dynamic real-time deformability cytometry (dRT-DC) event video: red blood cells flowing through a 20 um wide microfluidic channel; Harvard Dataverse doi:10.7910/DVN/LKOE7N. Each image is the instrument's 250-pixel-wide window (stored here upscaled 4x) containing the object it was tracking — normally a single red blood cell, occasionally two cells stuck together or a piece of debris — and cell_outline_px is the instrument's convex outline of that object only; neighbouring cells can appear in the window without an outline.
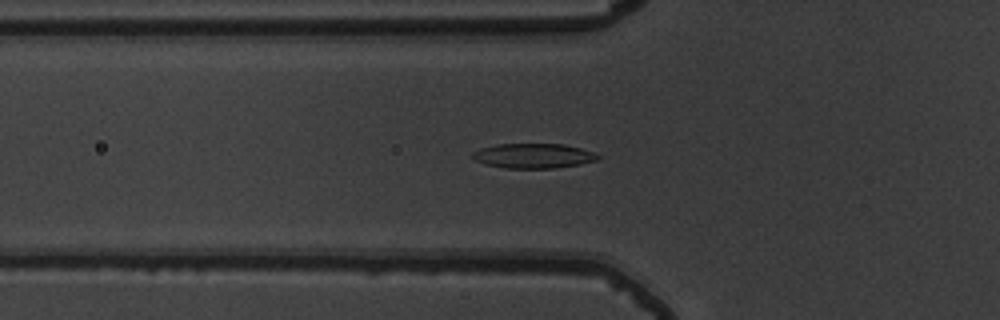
{"species": "common noctule bat (a hibernating species)", "species_latin": "Nyctalus noctula", "temperature_condition": "warm", "stored_images_in_passage": 48, "camera_frame_rate_fps": 3000, "um_per_image_px": 0.085, "animal": {"sex": "male", "body_mass_g": 19.5, "forearm_length_mm": 54.6}, "frame": {"image": 1, "passage_image": 13, "time_ms": 4.0, "image_size_px": [1000, 320], "cell_outline_px": [[600, 156], [596, 160], [580, 164], [552, 168], [504, 168], [484, 164], [476, 160], [472, 156], [472, 152], [480, 148], [496, 144], [564, 144], [580, 148], [592, 152]], "centroid_in_image_um": [45.3, 13.24], "position_along_channel_um": 80.5, "area_um2": 17.98}}
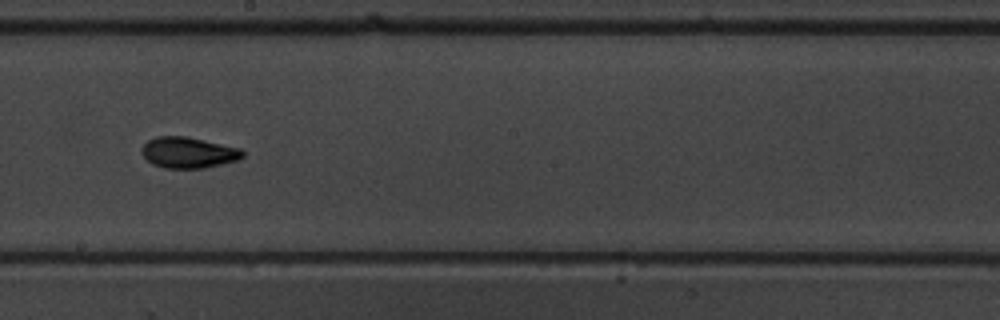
{"frame": {"image": 2, "passage_image": 25, "time_ms": 8.0, "image_size_px": [1000, 320], "cell_outline_px": [[244, 156], [236, 160], [204, 168], [164, 168], [152, 164], [144, 156], [144, 144], [148, 140], [156, 136], [188, 136], [240, 148], [244, 152]], "centroid_in_image_um": [16.03, 12.96], "position_along_channel_um": 232.2, "area_um2": 18.03}}
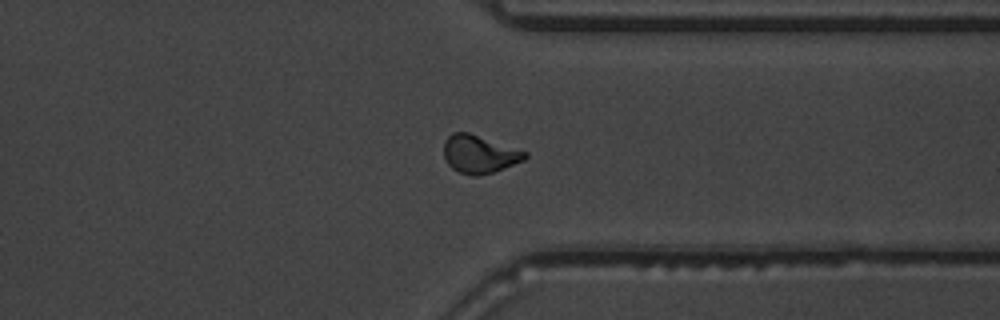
{"frame": {"image": 3, "passage_image": 36, "time_ms": 11.667, "image_size_px": [1000, 320], "cell_outline_px": [[528, 156], [524, 160], [504, 168], [480, 176], [472, 176], [460, 172], [452, 168], [448, 164], [444, 156], [444, 140], [452, 132], [468, 132], [528, 152]], "centroid_in_image_um": [40.74, 13.1], "position_along_channel_um": 370.7, "area_um2": 17.92}, "authors_computed_cell_mechanics": {"area_um2": 17.6868, "velocity_mm_per_s": 3.7838, "shape_relaxation_time_tau1_ms": 3.5014, "shape_relaxation_time_tau2_ms": 1.8626, "deformation_change_tau1": 0.1621, "deformation_change_tau2": 0.0741}}